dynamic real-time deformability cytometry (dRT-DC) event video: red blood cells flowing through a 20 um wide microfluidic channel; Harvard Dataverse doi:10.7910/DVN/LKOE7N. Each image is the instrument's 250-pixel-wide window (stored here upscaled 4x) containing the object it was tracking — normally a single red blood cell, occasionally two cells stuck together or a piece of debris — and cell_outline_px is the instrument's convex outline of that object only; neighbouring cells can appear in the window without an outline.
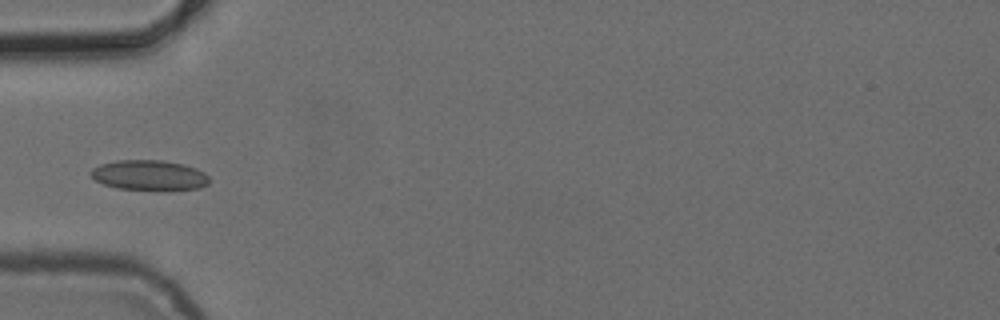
{"species": "common noctule bat (a hibernating species)", "species_latin": "Nyctalus noctula", "temperature_condition": "cold", "stored_images_in_passage": 5, "camera_frame_rate_fps": 3000, "um_per_image_px": 0.085, "animal": {"sex": "female", "body_mass_g": 24.6, "forearm_length_mm": 56.2}, "frame": {"image": 1, "passage_image": 5, "time_ms": 5.667, "image_size_px": [1000, 320], "cell_outline_px": [[208, 184], [200, 188], [116, 188], [104, 184], [96, 180], [88, 172], [92, 168], [100, 164], [116, 160], [164, 160], [184, 164], [196, 168], [204, 172], [208, 176]], "centroid_in_image_um": [12.65, 14.85], "position_along_channel_um": 72.3, "area_um2": 20.29}}